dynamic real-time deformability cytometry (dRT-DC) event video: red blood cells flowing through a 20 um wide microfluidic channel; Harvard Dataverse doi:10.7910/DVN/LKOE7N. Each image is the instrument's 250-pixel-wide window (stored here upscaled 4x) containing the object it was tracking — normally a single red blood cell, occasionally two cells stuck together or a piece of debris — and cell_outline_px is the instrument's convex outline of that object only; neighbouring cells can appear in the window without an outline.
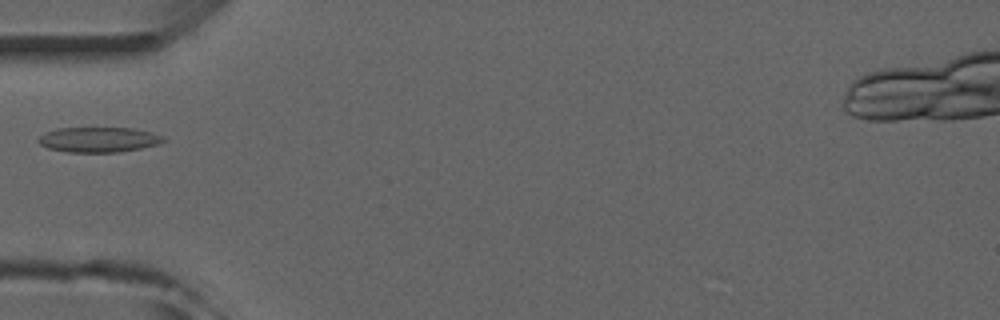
{"species": "common noctule bat (a hibernating species)", "species_latin": "Nyctalus noctula", "temperature_condition": "room temperature", "stored_images_in_passage": 5, "camera_frame_rate_fps": 3000, "um_per_image_px": 0.085, "animal": {"sex": "male", "forearm_length_mm": 52.5}, "frame": {"image": 1, "passage_image": 4, "time_ms": 3.333, "image_size_px": [1000, 320], "cell_outline_px": [[164, 140], [160, 144], [120, 152], [68, 152], [48, 148], [40, 144], [36, 140], [44, 132], [56, 128], [132, 128], [152, 132], [164, 136]], "centroid_in_image_um": [8.37, 11.86], "position_along_channel_um": 76.6, "area_um2": 18.38}}
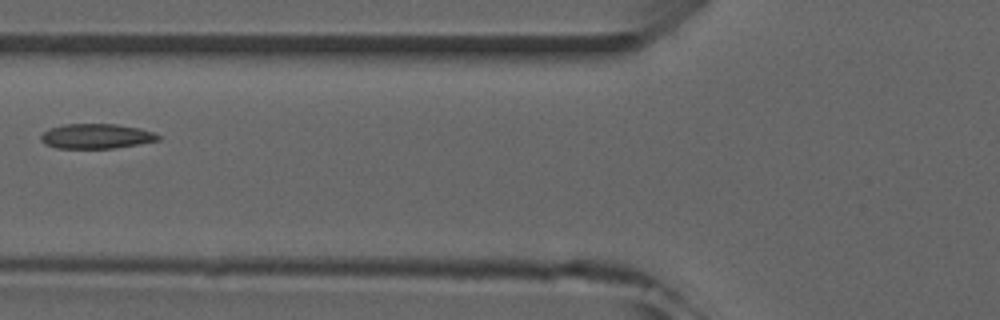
{"frame": {"image": 2, "passage_image": 5, "time_ms": 4.333, "image_size_px": [1000, 320], "cell_outline_px": [[160, 140], [112, 148], [56, 148], [44, 144], [40, 140], [40, 136], [44, 132], [52, 128], [64, 124], [116, 124], [140, 128], [152, 132], [160, 136]], "centroid_in_image_um": [8.16, 11.57], "position_along_channel_um": 117.6, "area_um2": 16.82}}